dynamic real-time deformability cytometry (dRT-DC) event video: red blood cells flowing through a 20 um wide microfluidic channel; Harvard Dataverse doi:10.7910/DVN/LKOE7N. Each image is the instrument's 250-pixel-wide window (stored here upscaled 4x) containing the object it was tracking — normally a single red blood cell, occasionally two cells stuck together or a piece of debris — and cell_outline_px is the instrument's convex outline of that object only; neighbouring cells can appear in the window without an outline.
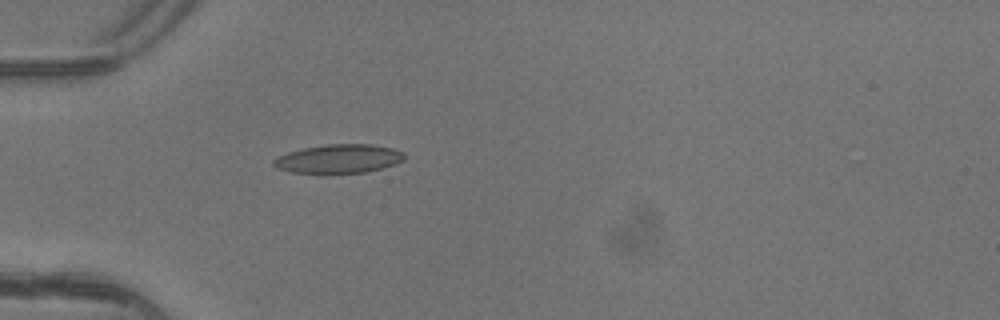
{"species": "common noctule bat (a hibernating species)", "species_latin": "Nyctalus noctula", "temperature_condition": "warm", "stored_images_in_passage": 5, "camera_frame_rate_fps": 3000, "um_per_image_px": 0.085, "animal": {"sex": "female"}, "frame": {"image": 1, "passage_image": 5, "time_ms": 1.333, "image_size_px": [1000, 320], "cell_outline_px": [[404, 160], [396, 164], [364, 172], [292, 172], [276, 168], [272, 164], [272, 160], [276, 156], [288, 152], [304, 148], [328, 144], [372, 144], [392, 148], [404, 152]], "centroid_in_image_um": [28.78, 13.47], "position_along_channel_um": 56.2, "area_um2": 21.68}}